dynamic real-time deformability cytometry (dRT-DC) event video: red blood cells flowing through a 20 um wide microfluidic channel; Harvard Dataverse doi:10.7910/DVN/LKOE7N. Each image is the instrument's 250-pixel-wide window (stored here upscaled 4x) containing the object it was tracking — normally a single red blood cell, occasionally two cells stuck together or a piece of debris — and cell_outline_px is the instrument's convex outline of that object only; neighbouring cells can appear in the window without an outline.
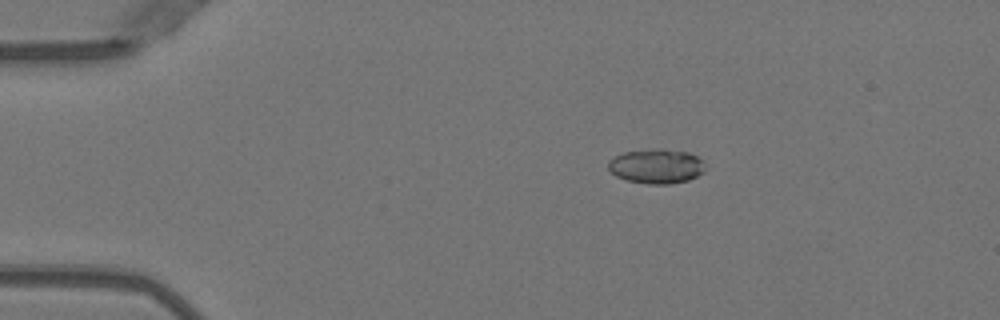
{"species": "Egyptian fruit bat (a non-hibernating species)", "species_latin": "Rousettus aegyptiacus", "temperature_condition": "warm", "stored_images_in_passage": 43, "camera_frame_rate_fps": 3000, "um_per_image_px": 0.085, "animal": {"sex": "female"}, "frame": {"image": 1, "passage_image": 2, "time_ms": 0.333, "image_size_px": [1000, 320], "cell_outline_px": [[704, 172], [688, 180], [668, 184], [648, 184], [628, 180], [616, 176], [608, 168], [608, 160], [624, 152], [652, 148], [664, 148], [688, 152], [704, 160]], "centroid_in_image_um": [55.8, 14.11], "position_along_channel_um": 29.2, "area_um2": 19.65}}
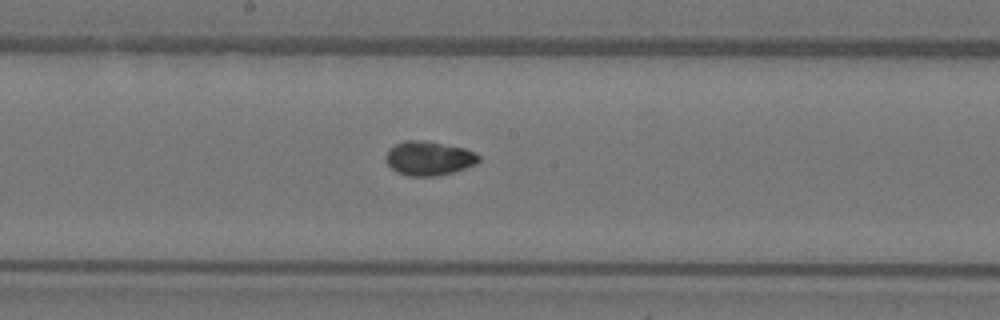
{"frame": {"image": 2, "passage_image": 20, "time_ms": 6.333, "image_size_px": [1000, 320], "cell_outline_px": [[480, 160], [476, 164], [452, 172], [436, 176], [408, 176], [396, 172], [384, 160], [384, 156], [388, 148], [404, 140], [420, 140], [464, 148], [476, 152], [480, 156]], "centroid_in_image_um": [36.42, 13.45], "position_along_channel_um": 211.8, "area_um2": 18.55}}
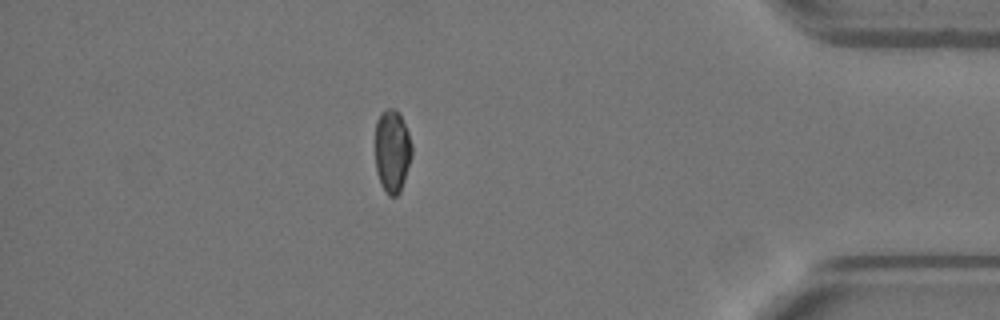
{"frame": {"image": 3, "passage_image": 37, "time_ms": 12.0, "image_size_px": [1000, 320], "cell_outline_px": [[412, 156], [400, 192], [396, 196], [388, 196], [380, 184], [376, 172], [376, 120], [388, 108], [392, 108], [400, 116], [408, 132], [412, 144]], "centroid_in_image_um": [33.34, 12.9], "position_along_channel_um": 401.9, "area_um2": 17.51}, "authors_computed_cell_mechanics": {"area_um2": 18.2648, "velocity_mm_per_s": 4.0454, "shape_relaxation_time_tau1_ms": null, "shape_relaxation_time_tau2_ms": 1.2386, "deformation_change_tau1": null, "deformation_change_tau2": 0.0416}}